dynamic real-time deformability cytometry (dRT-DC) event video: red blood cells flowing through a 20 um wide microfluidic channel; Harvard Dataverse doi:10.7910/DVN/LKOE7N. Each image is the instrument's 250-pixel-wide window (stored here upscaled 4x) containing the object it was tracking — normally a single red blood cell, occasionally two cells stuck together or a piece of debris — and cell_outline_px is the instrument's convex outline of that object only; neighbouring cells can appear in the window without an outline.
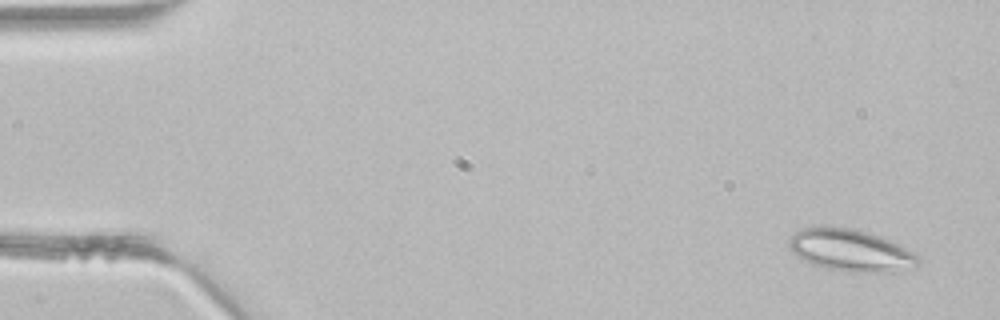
{"species": "common noctule bat (a hibernating species)", "species_latin": "Nyctalus noctula", "temperature_condition": "room temperature", "stored_images_in_passage": 3, "camera_frame_rate_fps": 3000, "um_per_image_px": 0.085, "animal": {"sex": "male", "body_mass_g": 21.5, "forearm_length_mm": 52.0}, "frame": {"image": 1, "passage_image": 3, "time_ms": 0.667, "image_size_px": [1000, 320], "cell_outline_px": [[920, 260], [916, 264], [892, 272], [864, 272], [828, 268], [812, 264], [796, 256], [788, 248], [788, 240], [800, 228], [820, 224], [828, 224], [848, 228], [880, 236], [900, 244], [920, 256]], "centroid_in_image_um": [72.23, 21.23], "position_along_channel_um": 12.8, "area_um2": 31.67}}